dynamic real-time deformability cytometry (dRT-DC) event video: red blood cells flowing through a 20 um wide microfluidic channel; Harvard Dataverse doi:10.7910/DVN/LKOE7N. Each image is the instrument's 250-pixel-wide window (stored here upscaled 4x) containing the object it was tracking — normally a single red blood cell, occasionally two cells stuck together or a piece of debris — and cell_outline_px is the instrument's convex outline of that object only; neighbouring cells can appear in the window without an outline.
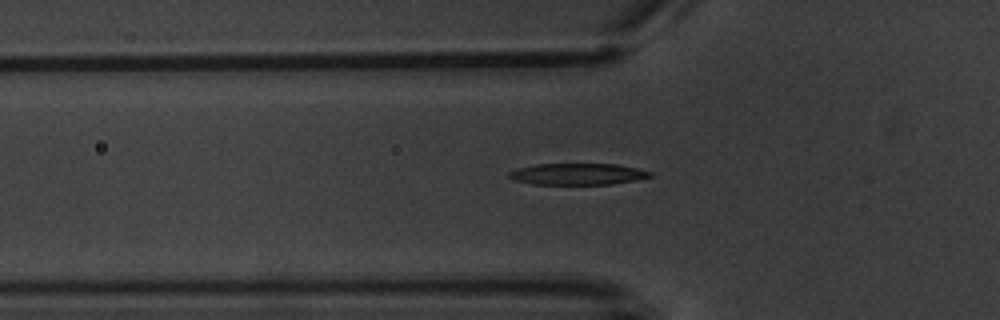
{"species": "common noctule bat (a hibernating species)", "species_latin": "Nyctalus noctula", "temperature_condition": "warm", "stored_images_in_passage": 7, "camera_frame_rate_fps": 3000, "um_per_image_px": 0.085, "animal": {"sex": "male", "body_mass_g": 20.1, "forearm_length_mm": 53.5}, "frame": {"image": 1, "passage_image": 7, "time_ms": 8.0, "image_size_px": [1000, 320], "cell_outline_px": [[652, 176], [636, 180], [612, 184], [532, 184], [516, 180], [508, 176], [508, 172], [516, 168], [536, 164], [616, 164], [636, 168], [652, 172]], "centroid_in_image_um": [49.09, 14.79], "position_along_channel_um": 76.7, "area_um2": 17.57}}